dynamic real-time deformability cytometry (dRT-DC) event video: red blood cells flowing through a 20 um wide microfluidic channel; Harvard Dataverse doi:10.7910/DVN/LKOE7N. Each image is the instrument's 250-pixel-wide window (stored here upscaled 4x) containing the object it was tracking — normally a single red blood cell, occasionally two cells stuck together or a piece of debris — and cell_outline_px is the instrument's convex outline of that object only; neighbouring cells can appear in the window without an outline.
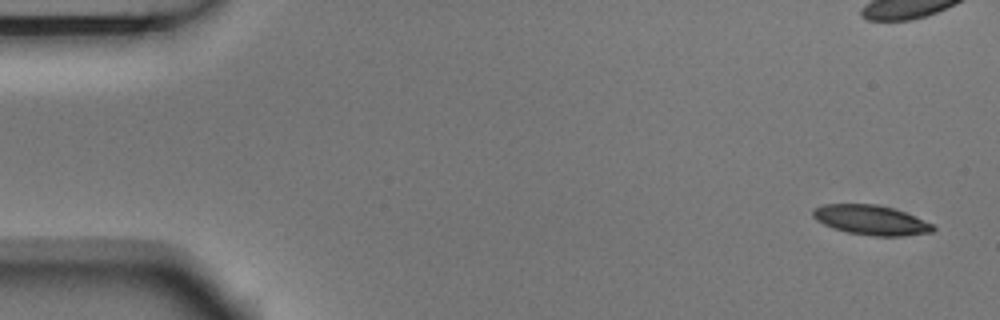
{"species": "Egyptian fruit bat (a non-hibernating species)", "species_latin": "Rousettus aegyptiacus", "temperature_condition": "room temperature", "stored_images_in_passage": 6, "camera_frame_rate_fps": 3000, "um_per_image_px": 0.085, "animal": {"sex": "male"}, "frame": {"image": 1, "passage_image": 1, "time_ms": 0.0, "image_size_px": [1000, 320], "cell_outline_px": [[936, 228], [932, 232], [900, 236], [872, 236], [848, 232], [832, 228], [816, 220], [812, 216], [812, 212], [816, 208], [824, 204], [876, 204], [892, 208], [904, 212], [932, 224]], "centroid_in_image_um": [74.01, 18.71], "position_along_channel_um": 11.0, "area_um2": 20.58}}